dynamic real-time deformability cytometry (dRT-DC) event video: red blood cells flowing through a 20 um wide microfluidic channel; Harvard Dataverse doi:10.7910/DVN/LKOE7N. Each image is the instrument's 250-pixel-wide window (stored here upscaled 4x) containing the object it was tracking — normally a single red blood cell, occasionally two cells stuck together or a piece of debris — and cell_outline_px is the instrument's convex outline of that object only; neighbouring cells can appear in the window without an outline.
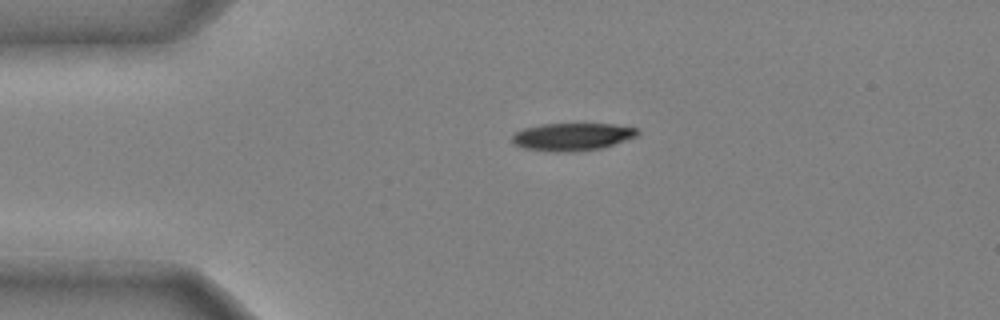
{"species": "common noctule bat (a hibernating species)", "species_latin": "Nyctalus noctula", "temperature_condition": "cold", "stored_images_in_passage": 36, "camera_frame_rate_fps": 3000, "um_per_image_px": 0.085, "animal": {"sex": "male", "body_mass_g": 20.4}, "frame": {"image": 1, "passage_image": 1, "time_ms": 0.0, "image_size_px": [1000, 320], "cell_outline_px": [[640, 132], [636, 136], [600, 148], [576, 152], [552, 152], [524, 148], [516, 144], [512, 140], [512, 136], [516, 132], [524, 128], [540, 124], [612, 124], [636, 128]], "centroid_in_image_um": [48.61, 11.62], "position_along_channel_um": 36.4, "area_um2": 20.0}}
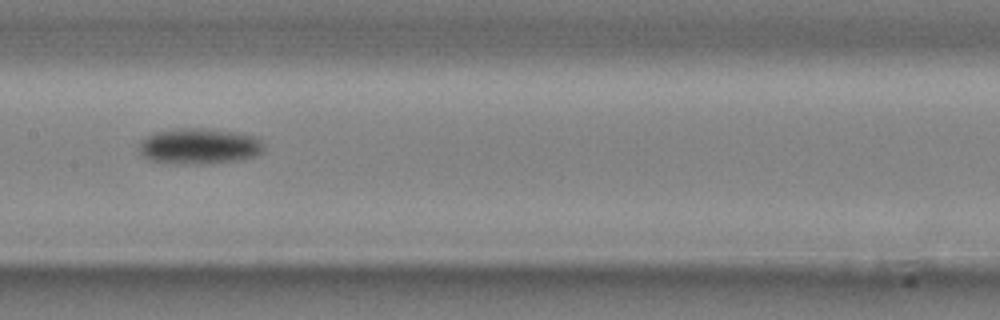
{"frame": {"image": 2, "passage_image": 15, "time_ms": 4.667, "image_size_px": [1000, 320], "cell_outline_px": [[264, 152], [256, 156], [240, 160], [208, 164], [168, 164], [148, 160], [140, 152], [136, 144], [140, 140], [156, 132], [176, 128], [208, 128], [236, 132], [260, 136], [264, 144]], "centroid_in_image_um": [16.96, 12.43], "position_along_channel_um": 190.4, "area_um2": 26.93}}
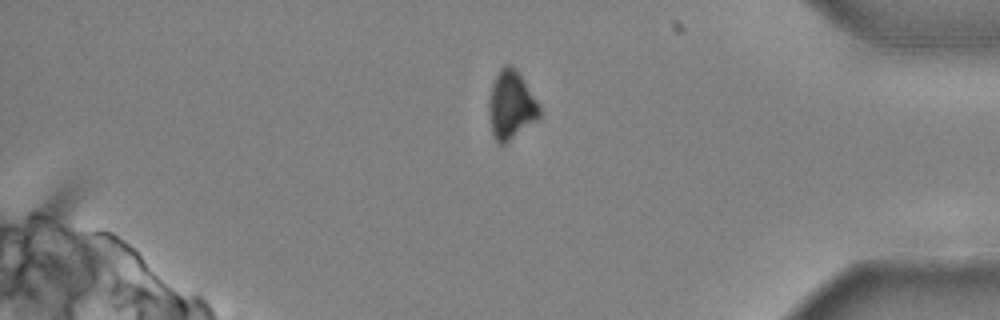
{"frame": {"image": 3, "passage_image": 32, "time_ms": 10.333, "image_size_px": [1000, 320], "cell_outline_px": [[540, 120], [504, 144], [500, 144], [492, 136], [488, 108], [488, 104], [492, 84], [500, 68], [504, 64], [512, 64], [540, 104]], "centroid_in_image_um": [43.46, 8.96], "position_along_channel_um": 391.7, "area_um2": 20.4}, "authors_computed_cell_mechanics": {"area_um2": 23.5535, "velocity_mm_per_s": 3.9822, "shape_relaxation_time_tau1_ms": 2.7551, "shape_relaxation_time_tau2_ms": null, "deformation_change_tau1": 0.1297, "deformation_change_tau2": null}}